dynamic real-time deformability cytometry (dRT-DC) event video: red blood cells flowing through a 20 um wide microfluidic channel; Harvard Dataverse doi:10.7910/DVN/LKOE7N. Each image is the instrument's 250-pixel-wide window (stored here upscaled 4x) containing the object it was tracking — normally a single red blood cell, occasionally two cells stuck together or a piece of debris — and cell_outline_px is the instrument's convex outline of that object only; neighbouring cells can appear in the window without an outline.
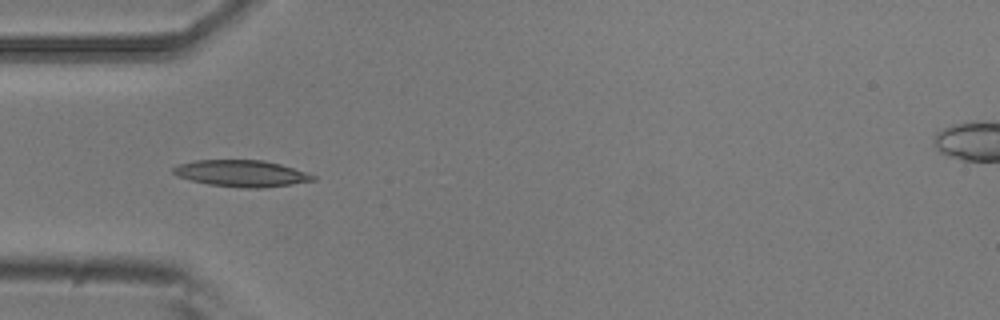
{"species": "common noctule bat (a hibernating species)", "species_latin": "Nyctalus noctula", "temperature_condition": "room temperature", "stored_images_in_passage": 8, "camera_frame_rate_fps": 3000, "um_per_image_px": 0.085, "animal": {"sex": "male", "body_mass_g": 20.5, "forearm_length_mm": 52.5}, "frame": {"image": 1, "passage_image": 5, "time_ms": 1.333, "image_size_px": [1000, 320], "cell_outline_px": [[316, 180], [292, 184], [264, 188], [244, 188], [208, 184], [176, 176], [172, 172], [172, 168], [180, 164], [196, 160], [264, 160], [280, 164], [316, 176]], "centroid_in_image_um": [20.51, 14.74], "position_along_channel_um": 64.5, "area_um2": 21.5}}
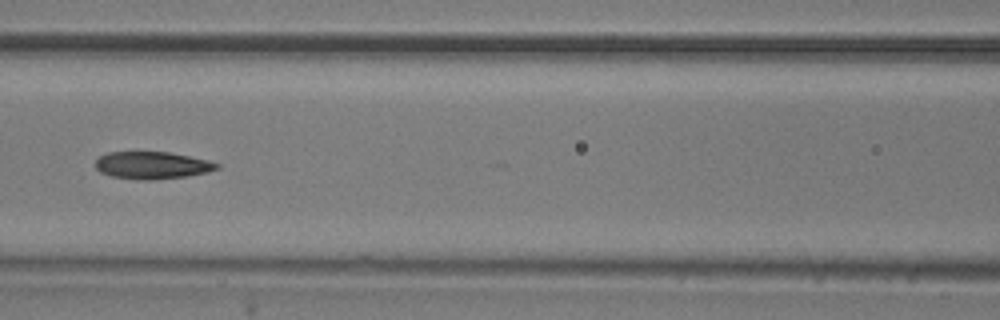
{"frame": {"image": 2, "passage_image": 7, "time_ms": 2.0, "image_size_px": [1000, 320], "cell_outline_px": [[220, 168], [208, 172], [188, 176], [152, 180], [140, 180], [112, 176], [100, 172], [96, 168], [96, 160], [100, 156], [108, 152], [168, 152], [208, 160], [220, 164]], "centroid_in_image_um": [12.95, 14.05], "position_along_channel_um": 153.6, "area_um2": 19.31}}
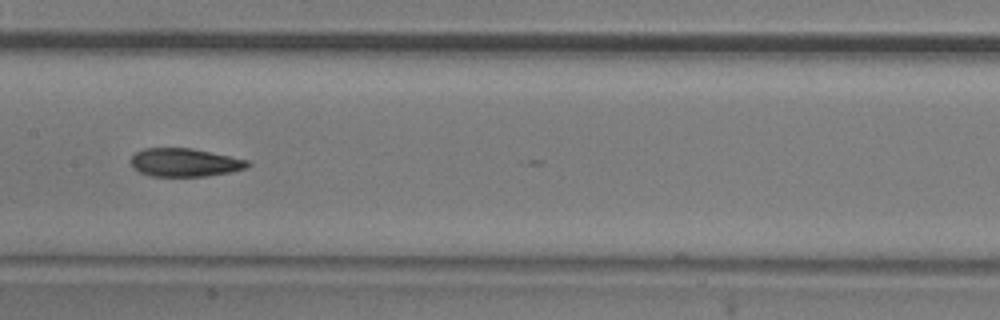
{"frame": {"image": 3, "passage_image": 8, "time_ms": 2.333, "image_size_px": [1000, 320], "cell_outline_px": [[252, 164], [248, 168], [208, 176], [148, 176], [132, 168], [128, 160], [136, 152], [144, 148], [192, 148], [248, 160]], "centroid_in_image_um": [15.67, 13.81], "position_along_channel_um": 191.7, "area_um2": 19.42}}